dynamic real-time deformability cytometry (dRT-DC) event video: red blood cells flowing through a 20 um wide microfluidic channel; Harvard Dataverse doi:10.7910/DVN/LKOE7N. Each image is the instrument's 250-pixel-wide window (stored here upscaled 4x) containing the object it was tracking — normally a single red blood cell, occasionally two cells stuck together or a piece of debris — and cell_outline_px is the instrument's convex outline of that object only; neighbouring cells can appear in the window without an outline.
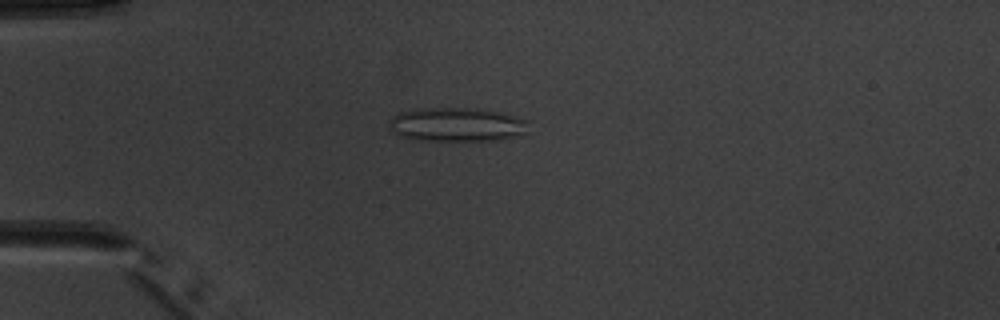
{"species": "common noctule bat (a hibernating species)", "species_latin": "Nyctalus noctula", "temperature_condition": "warm", "stored_images_in_passage": 5, "camera_frame_rate_fps": 3000, "um_per_image_px": 0.085, "animal": {"sex": "male", "body_mass_g": 20.1, "forearm_length_mm": 53.5}, "frame": {"image": 1, "passage_image": 3, "time_ms": 2.333, "image_size_px": [1000, 320], "cell_outline_px": [[528, 120], [524, 132], [500, 140], [412, 140], [400, 136], [392, 132], [388, 128], [388, 120], [396, 112], [424, 108], [468, 108], [496, 112]], "centroid_in_image_um": [38.68, 10.59], "position_along_channel_um": 46.3, "area_um2": 27.34}}
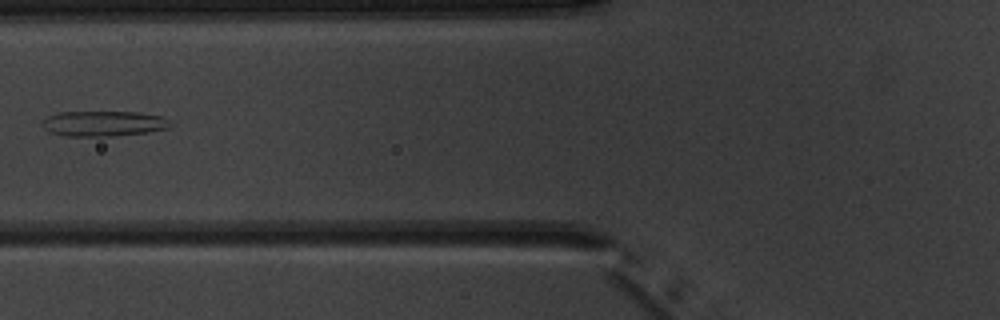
{"frame": {"image": 2, "passage_image": 5, "time_ms": 4.667, "image_size_px": [1000, 320], "cell_outline_px": [[172, 124], [168, 128], [148, 132], [112, 136], [64, 136], [48, 132], [40, 124], [48, 116], [60, 112], [136, 112], [164, 116]], "centroid_in_image_um": [8.79, 10.5], "position_along_channel_um": 117.0, "area_um2": 19.02}}